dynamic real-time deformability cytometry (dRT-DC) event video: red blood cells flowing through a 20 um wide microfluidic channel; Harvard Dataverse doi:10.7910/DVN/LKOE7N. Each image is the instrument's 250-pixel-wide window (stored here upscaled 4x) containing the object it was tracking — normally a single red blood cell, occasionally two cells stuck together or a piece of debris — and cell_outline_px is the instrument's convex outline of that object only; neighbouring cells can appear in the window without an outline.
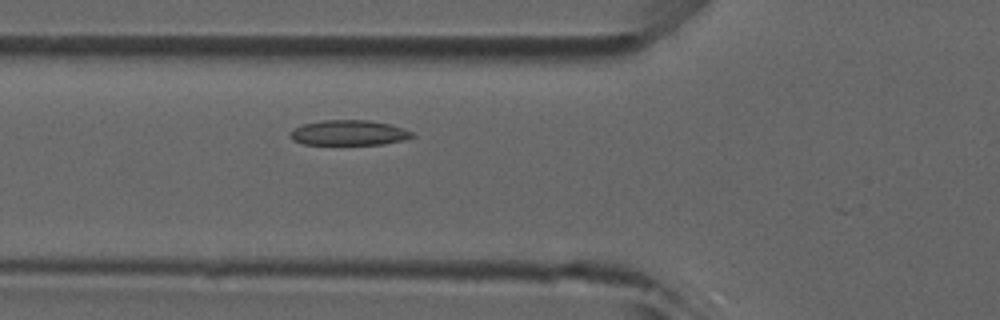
{"species": "common noctule bat (a hibernating species)", "species_latin": "Nyctalus noctula", "temperature_condition": "room temperature", "stored_images_in_passage": 16, "camera_frame_rate_fps": 3000, "um_per_image_px": 0.085, "animal": {"sex": "male", "forearm_length_mm": 52.5}, "frame": {"image": 1, "passage_image": 13, "time_ms": 4.0, "image_size_px": [1000, 320], "cell_outline_px": [[412, 136], [404, 140], [384, 144], [304, 144], [292, 140], [292, 128], [304, 124], [320, 120], [368, 120], [388, 124], [404, 128], [412, 132]], "centroid_in_image_um": [29.65, 11.28], "position_along_channel_um": 96.2, "area_um2": 17.69}}